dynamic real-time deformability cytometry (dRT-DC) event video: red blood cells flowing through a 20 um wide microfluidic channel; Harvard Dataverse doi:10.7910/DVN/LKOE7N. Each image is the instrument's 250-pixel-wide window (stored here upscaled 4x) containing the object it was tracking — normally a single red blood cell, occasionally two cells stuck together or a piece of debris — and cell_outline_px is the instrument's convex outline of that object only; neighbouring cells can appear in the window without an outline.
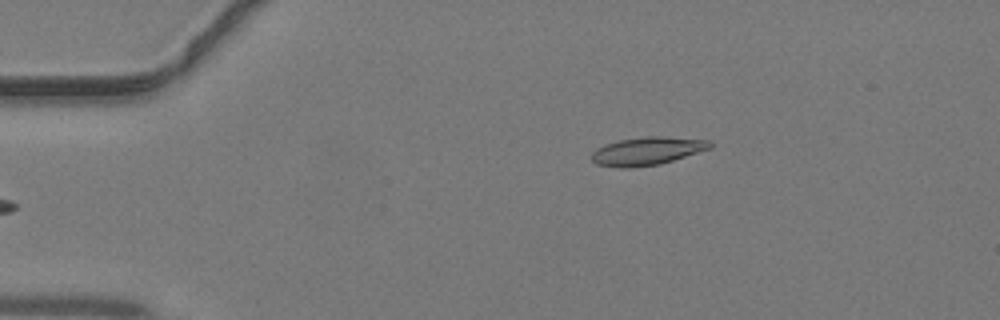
{"species": "common noctule bat (a hibernating species)", "species_latin": "Nyctalus noctula", "temperature_condition": "warm", "stored_images_in_passage": 7, "camera_frame_rate_fps": 3000, "um_per_image_px": 0.085, "animal": {"sex": "male", "body_mass_g": 19.2, "forearm_length_mm": 51.8}, "frame": {"image": 1, "passage_image": 1, "time_ms": 0.0, "image_size_px": [1000, 320], "cell_outline_px": [[712, 148], [660, 164], [632, 168], [620, 168], [596, 164], [592, 160], [592, 152], [596, 148], [604, 144], [620, 140], [648, 136], [664, 136], [708, 140], [712, 144]], "centroid_in_image_um": [54.99, 12.84], "position_along_channel_um": 30.0, "area_um2": 19.42}}